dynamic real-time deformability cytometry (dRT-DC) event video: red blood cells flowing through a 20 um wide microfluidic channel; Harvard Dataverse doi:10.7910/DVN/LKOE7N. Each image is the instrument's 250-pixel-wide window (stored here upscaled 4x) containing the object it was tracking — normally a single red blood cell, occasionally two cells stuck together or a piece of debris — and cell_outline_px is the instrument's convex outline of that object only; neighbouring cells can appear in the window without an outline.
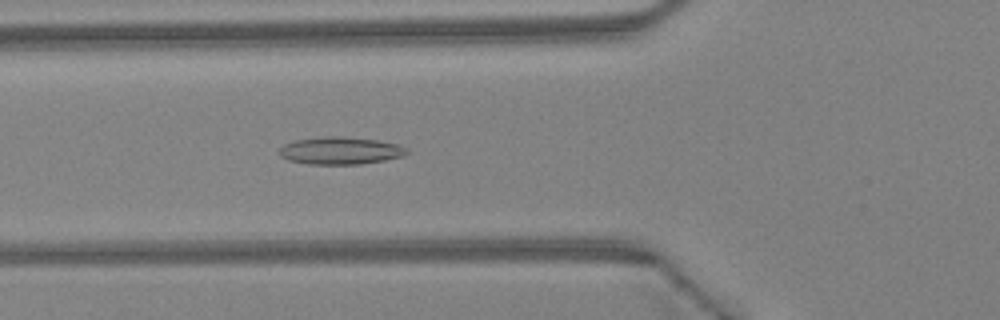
{"species": "Egyptian fruit bat (a non-hibernating species)", "species_latin": "Rousettus aegyptiacus", "temperature_condition": "warm", "stored_images_in_passage": 45, "camera_frame_rate_fps": 3000, "um_per_image_px": 0.085, "animal": {"sex": "female"}, "frame": {"image": 1, "passage_image": 17, "time_ms": 5.333, "image_size_px": [1000, 320], "cell_outline_px": [[408, 152], [400, 156], [384, 160], [360, 164], [308, 164], [288, 160], [280, 156], [280, 148], [284, 144], [296, 140], [324, 136], [344, 136], [376, 140], [400, 144]], "centroid_in_image_um": [28.9, 12.8], "position_along_channel_um": 96.9, "area_um2": 20.23}}
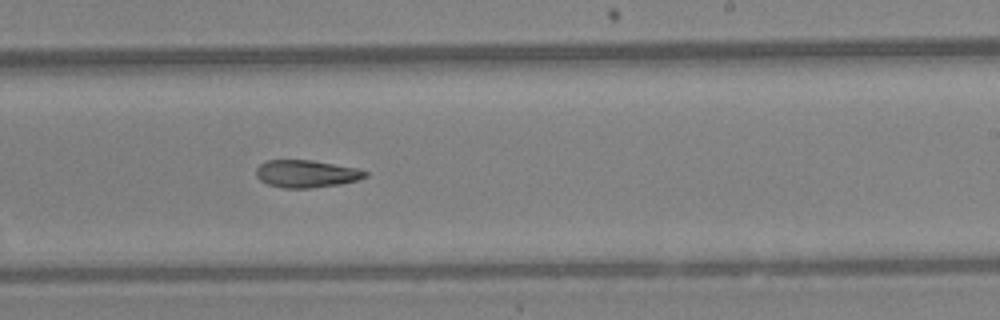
{"frame": {"image": 2, "passage_image": 28, "time_ms": 9.0, "image_size_px": [1000, 320], "cell_outline_px": [[368, 176], [356, 180], [340, 184], [312, 188], [284, 188], [268, 184], [260, 180], [256, 176], [256, 168], [260, 164], [268, 160], [312, 160], [356, 168], [368, 172]], "centroid_in_image_um": [26.02, 14.77], "position_along_channel_um": 263.0, "area_um2": 17.4}}
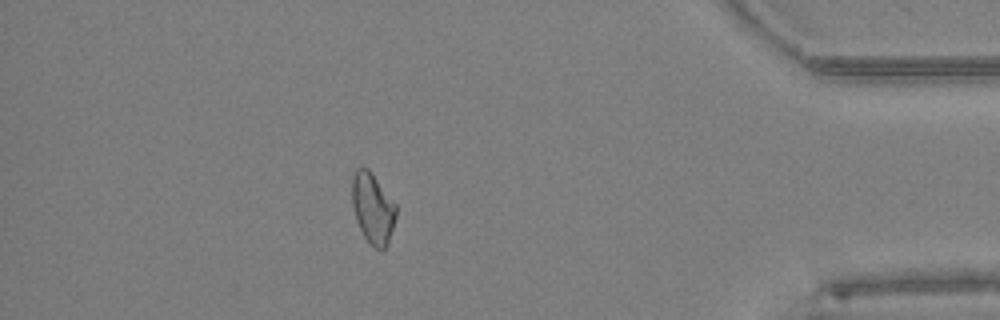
{"frame": {"image": 3, "passage_image": 40, "time_ms": 13.0, "image_size_px": [1000, 320], "cell_outline_px": [[396, 216], [388, 244], [384, 248], [376, 248], [364, 236], [356, 220], [352, 204], [352, 176], [356, 168], [368, 168], [396, 204]], "centroid_in_image_um": [31.68, 17.67], "position_along_channel_um": 403.5, "area_um2": 17.86}, "authors_computed_cell_mechanics": {"area_um2": 18.207, "velocity_mm_per_s": 4.5407, "shape_relaxation_time_tau1_ms": null, "shape_relaxation_time_tau2_ms": 6.8441, "deformation_change_tau1": null, "deformation_change_tau2": 0.1713}}